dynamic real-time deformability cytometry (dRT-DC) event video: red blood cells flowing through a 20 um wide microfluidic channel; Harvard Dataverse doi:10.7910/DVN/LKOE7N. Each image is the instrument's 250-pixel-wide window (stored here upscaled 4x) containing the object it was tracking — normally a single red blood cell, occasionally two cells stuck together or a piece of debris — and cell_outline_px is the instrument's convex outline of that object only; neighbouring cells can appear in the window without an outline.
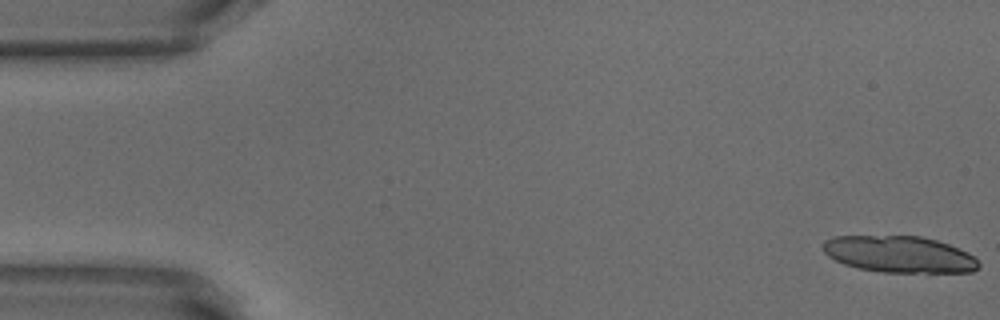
{"species": "common noctule bat (a hibernating species)", "species_latin": "Nyctalus noctula", "temperature_condition": "warm", "stored_images_in_passage": 15, "camera_frame_rate_fps": 3000, "um_per_image_px": 0.085, "animal": {"sex": "male", "body_mass_g": 18.8}, "frame": {"image": 1, "passage_image": 1, "time_ms": 0.0, "image_size_px": [1000, 320], "cell_outline_px": [[980, 268], [972, 272], [880, 272], [860, 268], [844, 264], [828, 256], [824, 252], [820, 244], [824, 240], [832, 236], [920, 236], [936, 240], [948, 244], [968, 252], [980, 264]], "centroid_in_image_um": [76.41, 21.61], "position_along_channel_um": 8.6, "area_um2": 33.23}}